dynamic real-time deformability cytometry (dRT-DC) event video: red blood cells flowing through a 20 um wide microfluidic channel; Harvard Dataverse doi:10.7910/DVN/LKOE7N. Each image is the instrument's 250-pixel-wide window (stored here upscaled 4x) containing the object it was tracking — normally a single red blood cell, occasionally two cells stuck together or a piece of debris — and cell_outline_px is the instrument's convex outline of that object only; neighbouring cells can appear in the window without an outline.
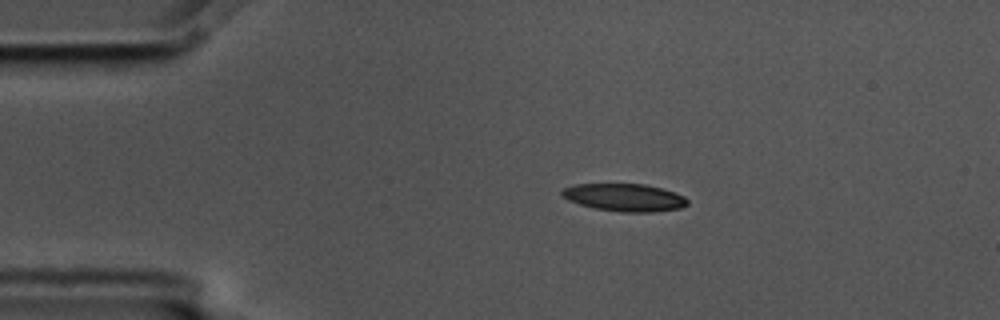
{"species": "common noctule bat (a hibernating species)", "species_latin": "Nyctalus noctula", "temperature_condition": "cold", "stored_images_in_passage": 46, "camera_frame_rate_fps": 3000, "um_per_image_px": 0.085, "animal": {"sex": "male", "body_mass_g": 17.5, "forearm_length_mm": 52.3}, "frame": {"image": 1, "passage_image": 1, "time_ms": 0.0, "image_size_px": [1000, 320], "cell_outline_px": [[688, 204], [680, 208], [652, 212], [620, 212], [596, 208], [580, 204], [568, 200], [560, 192], [564, 188], [576, 184], [644, 184], [676, 192], [684, 196], [688, 200]], "centroid_in_image_um": [53.11, 16.78], "position_along_channel_um": 31.9, "area_um2": 20.06}}
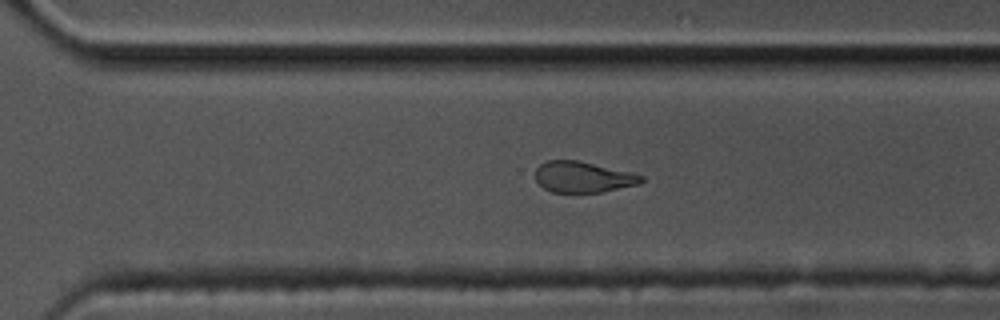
{"frame": {"image": 2, "passage_image": 29, "time_ms": 9.333, "image_size_px": [1000, 320], "cell_outline_px": [[644, 180], [640, 184], [600, 192], [552, 192], [544, 188], [536, 180], [536, 168], [540, 164], [548, 160], [576, 160], [632, 172], [644, 176]], "centroid_in_image_um": [49.57, 15.04], "position_along_channel_um": 321.0, "area_um2": 19.02}}
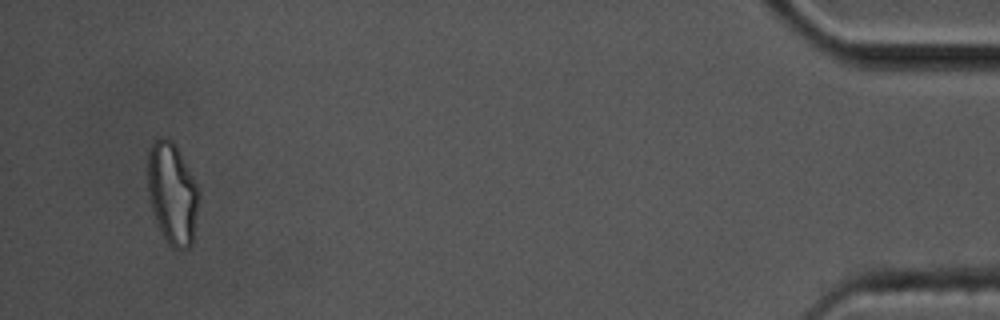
{"frame": {"image": 3, "passage_image": 44, "time_ms": 14.333, "image_size_px": [1000, 320], "cell_outline_px": [[200, 192], [192, 244], [188, 248], [180, 252], [176, 252], [168, 244], [156, 220], [152, 208], [148, 192], [148, 148], [160, 136], [164, 136], [172, 140], [196, 184]], "centroid_in_image_um": [14.64, 16.48], "position_along_channel_um": 420.6, "area_um2": 30.11}, "authors_computed_cell_mechanics": {"area_um2": 21.097, "velocity_mm_per_s": 3.5635, "shape_relaxation_time_tau1_ms": 6.2009, "shape_relaxation_time_tau2_ms": 4.0057, "deformation_change_tau1": 0.1782, "deformation_change_tau2": 0.1205}}